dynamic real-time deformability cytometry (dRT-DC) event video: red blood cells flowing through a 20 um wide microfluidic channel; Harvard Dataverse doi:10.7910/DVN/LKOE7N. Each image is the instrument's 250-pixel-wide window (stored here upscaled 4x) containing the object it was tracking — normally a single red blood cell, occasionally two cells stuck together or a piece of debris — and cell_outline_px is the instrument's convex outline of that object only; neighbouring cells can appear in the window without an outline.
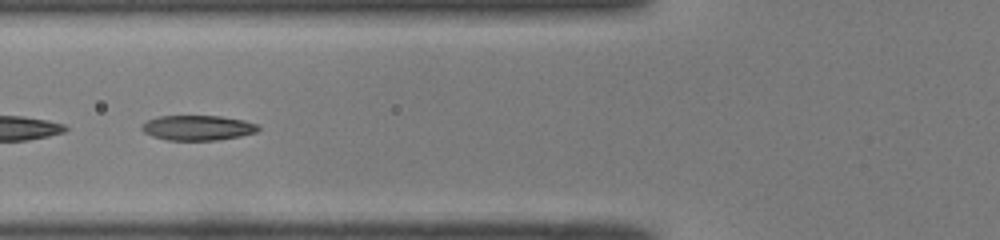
{"species": "common noctule bat (a hibernating species)", "species_latin": "Nyctalus noctula", "temperature_condition": "room temperature", "stored_images_in_passage": 33, "segment_of_instrument_passage": [2, 2], "camera_frame_rate_fps": 3000, "um_per_image_px": 0.085, "animal": {"sex": "male", "body_mass_g": 19.0, "forearm_length_mm": 50.8}, "frame": {"image": 1, "passage_image": 16, "time_ms": 5.0, "image_size_px": [1000, 240], "cell_outline_px": [[260, 128], [256, 132], [240, 136], [216, 140], [168, 140], [152, 136], [144, 132], [140, 128], [148, 120], [156, 116], [220, 116], [244, 120], [256, 124]], "centroid_in_image_um": [16.8, 10.86], "position_along_channel_um": 109.0, "area_um2": 16.88}}
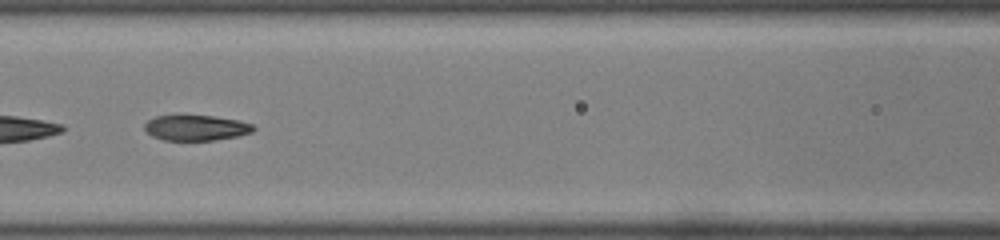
{"frame": {"image": 2, "passage_image": 19, "time_ms": 6.0, "image_size_px": [1000, 240], "cell_outline_px": [[256, 128], [252, 132], [236, 136], [216, 140], [164, 140], [152, 136], [144, 128], [144, 124], [148, 120], [156, 116], [180, 112], [212, 116], [240, 120], [252, 124]], "centroid_in_image_um": [16.62, 10.81], "position_along_channel_um": 150.0, "area_um2": 16.82}}